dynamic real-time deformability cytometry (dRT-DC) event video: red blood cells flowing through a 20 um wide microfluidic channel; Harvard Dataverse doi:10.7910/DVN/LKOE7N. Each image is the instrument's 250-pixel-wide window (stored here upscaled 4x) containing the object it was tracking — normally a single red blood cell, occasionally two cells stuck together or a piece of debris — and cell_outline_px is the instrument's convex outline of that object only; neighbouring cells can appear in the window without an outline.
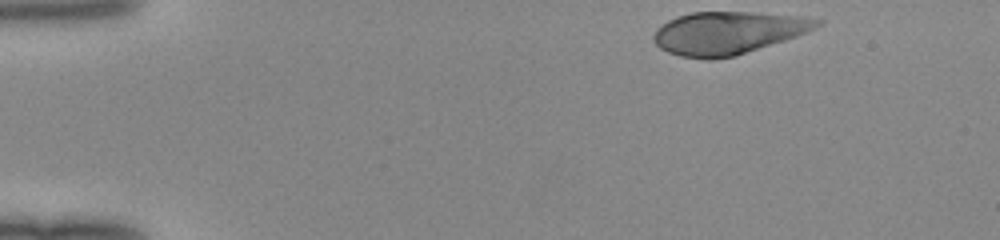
{"species": "human", "species_latin": "Homo sapiens", "temperature_condition": "room temperature", "stored_images_in_passage": 20, "camera_frame_rate_fps": 3000, "um_per_image_px": 0.085, "donor": {"sex": "female"}, "frame": {"image": 1, "passage_image": 1, "time_ms": 0.0, "image_size_px": [1000, 240], "cell_outline_px": [[824, 20], [816, 28], [808, 32], [796, 36], [732, 56], [708, 60], [680, 56], [668, 52], [660, 48], [652, 40], [652, 36], [656, 28], [668, 20], [676, 16], [692, 12], [752, 12], [800, 16]], "centroid_in_image_um": [61.83, 2.78], "position_along_channel_um": 23.2, "area_um2": 40.4}}
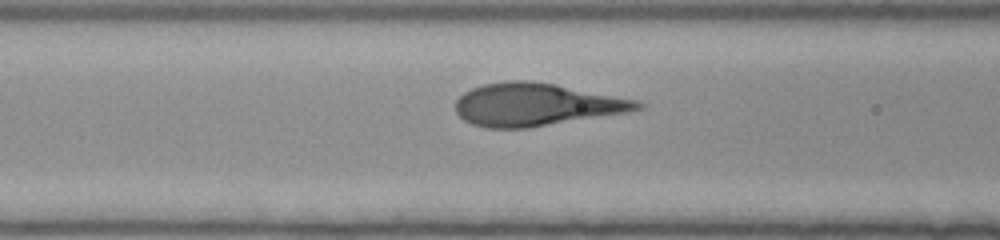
{"frame": {"image": 2, "passage_image": 15, "time_ms": 4.667, "image_size_px": [1000, 240], "cell_outline_px": [[644, 108], [628, 112], [528, 128], [484, 128], [472, 124], [464, 120], [456, 112], [456, 100], [464, 92], [472, 88], [484, 84], [504, 80], [528, 80], [556, 84], [640, 100], [644, 104]], "centroid_in_image_um": [45.59, 8.88], "position_along_channel_um": 121.0, "area_um2": 45.49}}
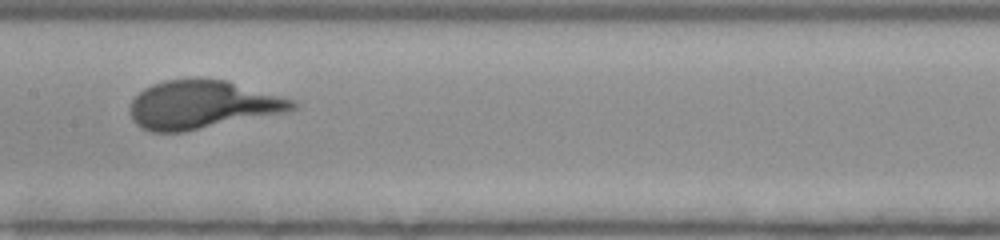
{"frame": {"image": 3, "passage_image": 20, "time_ms": 6.333, "image_size_px": [1000, 240], "cell_outline_px": [[300, 104], [296, 108], [288, 112], [184, 132], [152, 132], [136, 124], [132, 120], [128, 112], [128, 108], [132, 100], [144, 88], [152, 84], [164, 80], [224, 80], [296, 100]], "centroid_in_image_um": [17.2, 8.93], "position_along_channel_um": 190.2, "area_um2": 45.6}}